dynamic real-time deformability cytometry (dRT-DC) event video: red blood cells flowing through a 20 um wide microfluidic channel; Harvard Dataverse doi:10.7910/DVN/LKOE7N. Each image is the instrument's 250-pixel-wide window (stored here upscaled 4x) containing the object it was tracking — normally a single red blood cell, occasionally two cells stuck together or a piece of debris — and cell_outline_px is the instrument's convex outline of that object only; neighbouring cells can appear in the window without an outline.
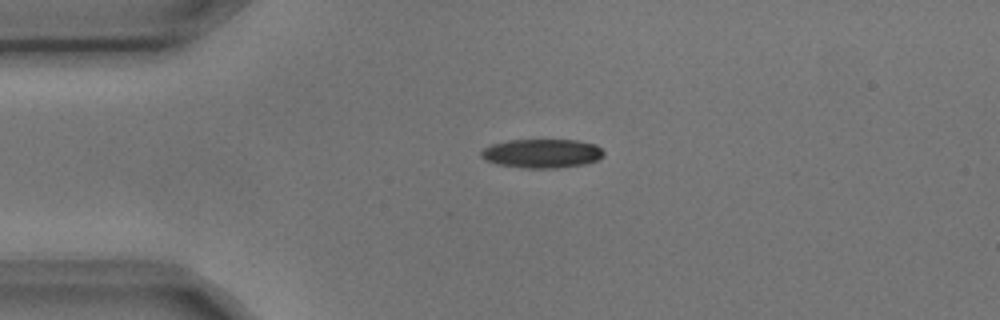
{"species": "common noctule bat (a hibernating species)", "species_latin": "Nyctalus noctula", "temperature_condition": "cold", "stored_images_in_passage": 4, "camera_frame_rate_fps": 3000, "um_per_image_px": 0.085, "animal": {"sex": "male", "body_mass_g": 17.9, "forearm_length_mm": 54.2}, "frame": {"image": 1, "passage_image": 3, "time_ms": 0.667, "image_size_px": [1000, 320], "cell_outline_px": [[604, 156], [596, 160], [584, 164], [556, 168], [524, 168], [500, 164], [488, 160], [480, 156], [480, 152], [484, 148], [492, 144], [508, 140], [576, 140], [596, 144], [604, 152]], "centroid_in_image_um": [46.09, 13.03], "position_along_channel_um": 38.9, "area_um2": 20.52}}